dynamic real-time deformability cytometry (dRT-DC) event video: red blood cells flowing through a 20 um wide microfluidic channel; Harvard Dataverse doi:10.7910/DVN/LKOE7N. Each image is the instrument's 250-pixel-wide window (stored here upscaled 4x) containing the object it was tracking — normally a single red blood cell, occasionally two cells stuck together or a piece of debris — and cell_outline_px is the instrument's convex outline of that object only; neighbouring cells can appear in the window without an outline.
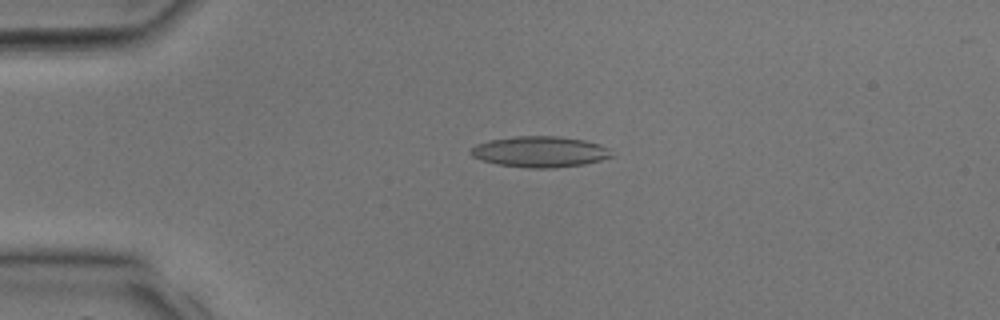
{"species": "common noctule bat (a hibernating species)", "species_latin": "Nyctalus noctula", "temperature_condition": "room temperature", "stored_images_in_passage": 27, "camera_frame_rate_fps": 3000, "um_per_image_px": 0.085, "animal": {"sex": "male", "body_mass_g": 17.9, "forearm_length_mm": 54.2}, "frame": {"image": 1, "passage_image": 4, "time_ms": 1.0, "image_size_px": [1000, 320], "cell_outline_px": [[612, 156], [600, 160], [584, 164], [552, 168], [528, 168], [496, 164], [480, 160], [472, 156], [468, 152], [476, 144], [488, 140], [516, 136], [556, 136], [584, 140], [600, 144], [608, 148]], "centroid_in_image_um": [45.84, 12.9], "position_along_channel_um": 39.2, "area_um2": 25.37}}
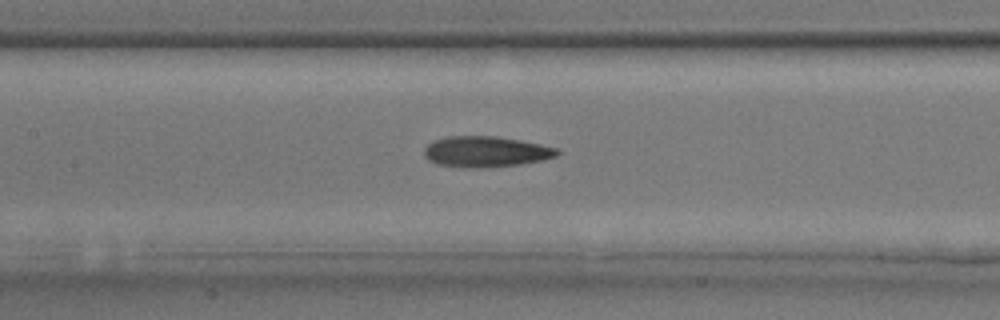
{"frame": {"image": 2, "passage_image": 12, "time_ms": 3.667, "image_size_px": [1000, 320], "cell_outline_px": [[560, 152], [556, 156], [544, 160], [520, 164], [480, 168], [460, 168], [436, 164], [428, 160], [424, 156], [424, 148], [432, 140], [448, 136], [496, 136], [520, 140], [540, 144], [556, 148]], "centroid_in_image_um": [41.25, 12.9], "position_along_channel_um": 166.2, "area_um2": 24.1}}
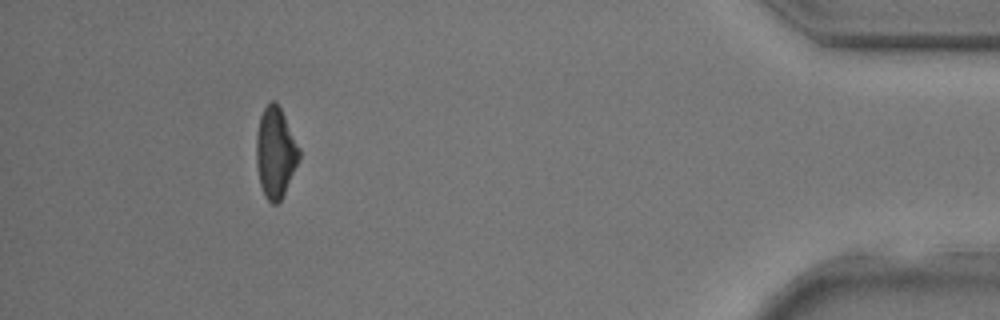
{"frame": {"image": 3, "passage_image": 27, "time_ms": 8.667, "image_size_px": [1000, 320], "cell_outline_px": [[300, 156], [284, 192], [280, 200], [276, 204], [272, 204], [264, 196], [260, 184], [256, 164], [256, 136], [260, 116], [264, 108], [272, 100], [276, 100], [300, 148]], "centroid_in_image_um": [23.39, 12.95], "position_along_channel_um": 411.8, "area_um2": 22.31}}